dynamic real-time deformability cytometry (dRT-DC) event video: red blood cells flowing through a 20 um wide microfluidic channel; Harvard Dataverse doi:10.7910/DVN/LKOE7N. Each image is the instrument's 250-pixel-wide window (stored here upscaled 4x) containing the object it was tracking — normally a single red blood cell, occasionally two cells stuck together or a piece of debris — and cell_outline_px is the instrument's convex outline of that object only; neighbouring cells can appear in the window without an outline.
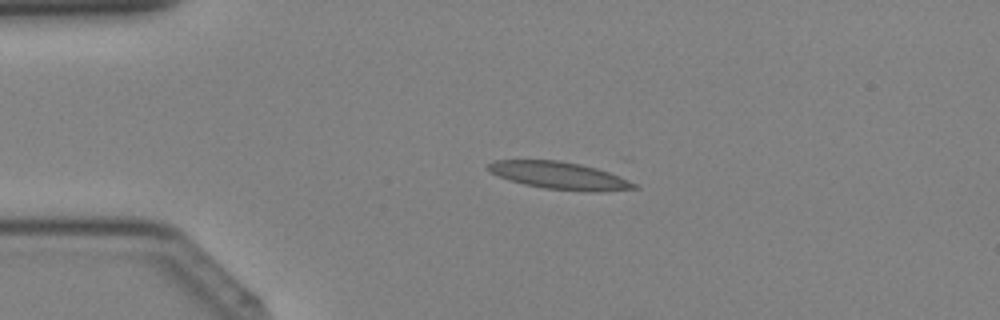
{"species": "Egyptian fruit bat (a non-hibernating species)", "species_latin": "Rousettus aegyptiacus", "temperature_condition": "cold", "stored_images_in_passage": 40, "camera_frame_rate_fps": 3000, "um_per_image_px": 0.085, "animal": {"sex": "female"}, "frame": {"image": 1, "passage_image": 9, "time_ms": 2.667, "image_size_px": [1000, 320], "cell_outline_px": [[640, 188], [596, 192], [588, 192], [544, 188], [524, 184], [488, 172], [488, 164], [492, 160], [556, 160], [580, 164], [596, 168], [620, 176], [636, 184]], "centroid_in_image_um": [47.56, 14.92], "position_along_channel_um": 37.4, "area_um2": 23.12}}
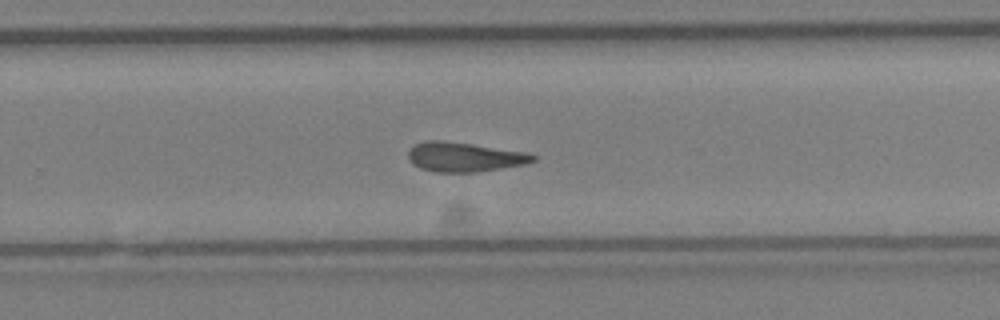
{"frame": {"image": 2, "passage_image": 26, "time_ms": 8.333, "image_size_px": [1000, 320], "cell_outline_px": [[536, 160], [528, 164], [476, 172], [436, 172], [420, 168], [412, 164], [408, 156], [408, 148], [424, 140], [444, 140], [528, 152], [536, 156]], "centroid_in_image_um": [39.47, 13.34], "position_along_channel_um": 290.3, "area_um2": 21.68}}
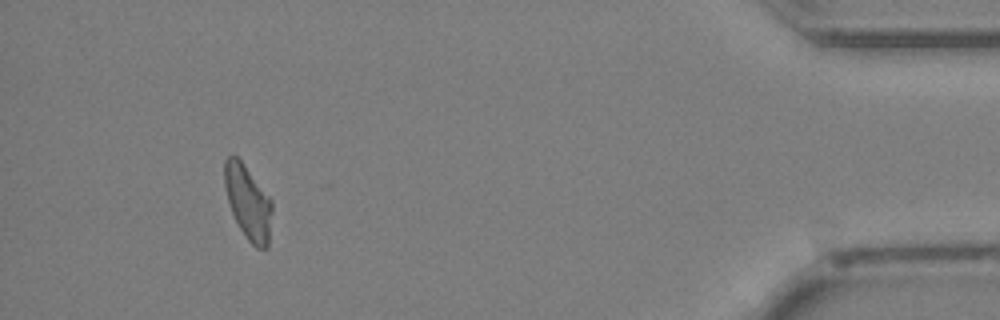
{"frame": {"image": 3, "passage_image": 37, "time_ms": 12.0, "image_size_px": [1000, 320], "cell_outline_px": [[272, 212], [268, 248], [256, 248], [248, 240], [240, 228], [232, 212], [228, 200], [224, 184], [224, 160], [232, 152], [244, 164], [272, 200]], "centroid_in_image_um": [21.08, 17.17], "position_along_channel_um": 414.1, "area_um2": 20.46}}